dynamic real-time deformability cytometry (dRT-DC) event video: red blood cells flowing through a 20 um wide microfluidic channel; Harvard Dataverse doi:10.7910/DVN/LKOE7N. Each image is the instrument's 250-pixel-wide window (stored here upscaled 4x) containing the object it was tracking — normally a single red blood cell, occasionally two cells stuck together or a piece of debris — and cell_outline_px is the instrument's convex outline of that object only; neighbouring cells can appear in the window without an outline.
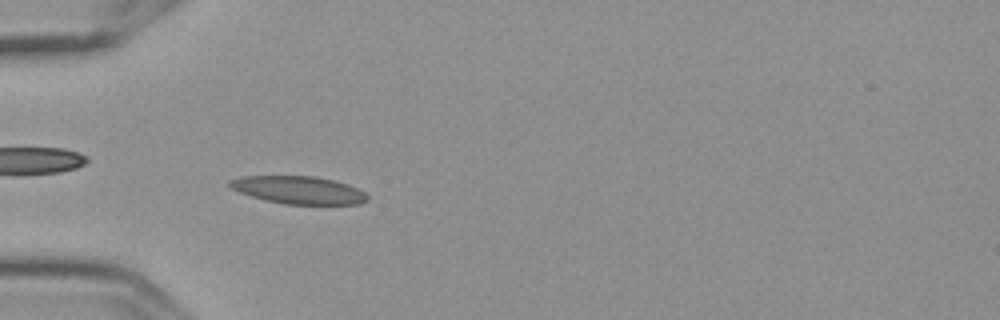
{"species": "Egyptian fruit bat (a non-hibernating species)", "species_latin": "Rousettus aegyptiacus", "temperature_condition": "cold", "stored_images_in_passage": 7, "camera_frame_rate_fps": 3000, "um_per_image_px": 0.085, "frame": {"image": 1, "passage_image": 5, "time_ms": 1.333, "image_size_px": [1000, 320], "cell_outline_px": [[368, 200], [360, 204], [284, 204], [264, 200], [240, 192], [232, 188], [228, 184], [228, 180], [244, 176], [312, 176], [332, 180], [348, 184], [364, 192], [368, 196]], "centroid_in_image_um": [25.38, 16.15], "position_along_channel_um": 59.6, "area_um2": 22.08}}
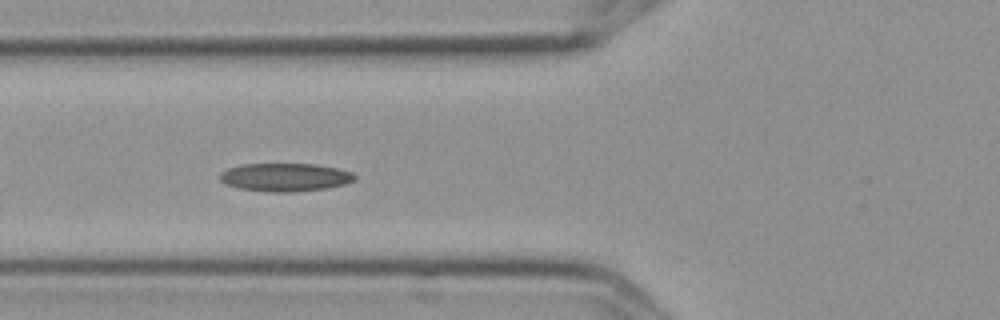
{"frame": {"image": 2, "passage_image": 6, "time_ms": 1.667, "image_size_px": [1000, 320], "cell_outline_px": [[356, 180], [344, 184], [328, 188], [292, 192], [268, 192], [240, 188], [224, 184], [220, 180], [220, 172], [228, 168], [240, 164], [316, 164], [336, 168], [352, 172], [356, 176]], "centroid_in_image_um": [24.22, 15.06], "position_along_channel_um": 101.6, "area_um2": 22.25}}
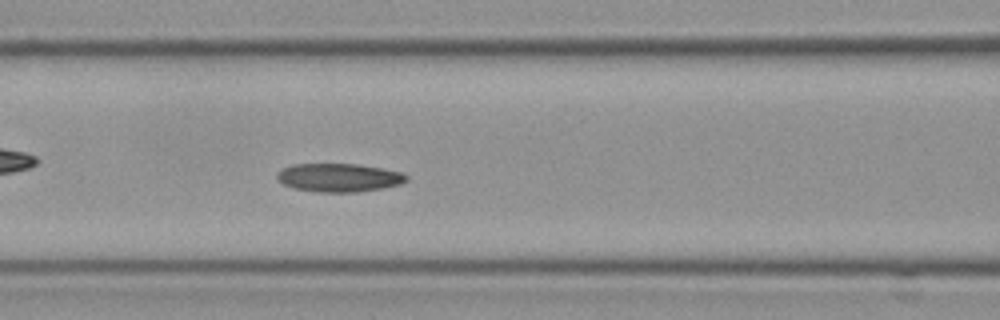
{"frame": {"image": 3, "passage_image": 7, "time_ms": 2.0, "image_size_px": [1000, 320], "cell_outline_px": [[408, 180], [400, 184], [380, 188], [356, 192], [320, 192], [292, 188], [276, 180], [276, 172], [292, 164], [356, 164], [380, 168], [400, 172], [408, 176]], "centroid_in_image_um": [28.76, 15.09], "position_along_channel_um": 137.8, "area_um2": 21.33}}